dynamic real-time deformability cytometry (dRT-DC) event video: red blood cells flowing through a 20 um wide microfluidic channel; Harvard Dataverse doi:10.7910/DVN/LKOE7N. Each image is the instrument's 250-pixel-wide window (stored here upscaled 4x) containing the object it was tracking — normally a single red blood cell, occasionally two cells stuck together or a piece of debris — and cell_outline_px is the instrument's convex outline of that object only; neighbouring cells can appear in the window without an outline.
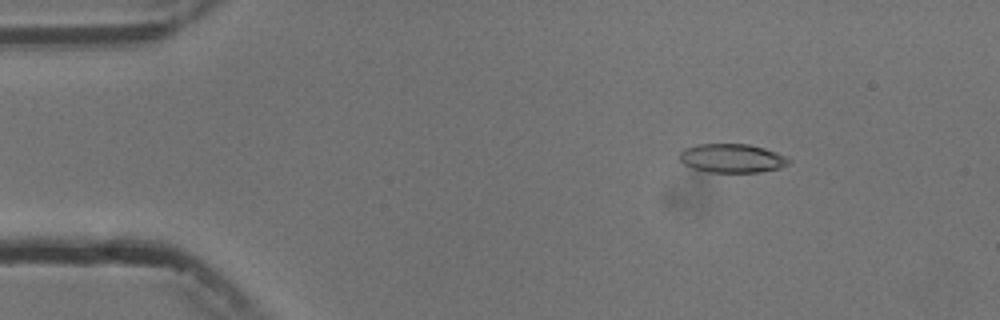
{"species": "common noctule bat (a hibernating species)", "species_latin": "Nyctalus noctula", "temperature_condition": "cold", "stored_images_in_passage": 8, "camera_frame_rate_fps": 3000, "um_per_image_px": 0.085, "animal": {"sex": "male", "body_mass_g": 13.3}, "frame": {"image": 1, "passage_image": 2, "time_ms": 2.0, "image_size_px": [1000, 320], "cell_outline_px": [[792, 160], [788, 164], [780, 168], [760, 172], [708, 172], [692, 168], [684, 164], [680, 160], [680, 152], [684, 148], [696, 144], [748, 144], [764, 148], [776, 152]], "centroid_in_image_um": [62.21, 13.45], "position_along_channel_um": 22.8, "area_um2": 18.38}}
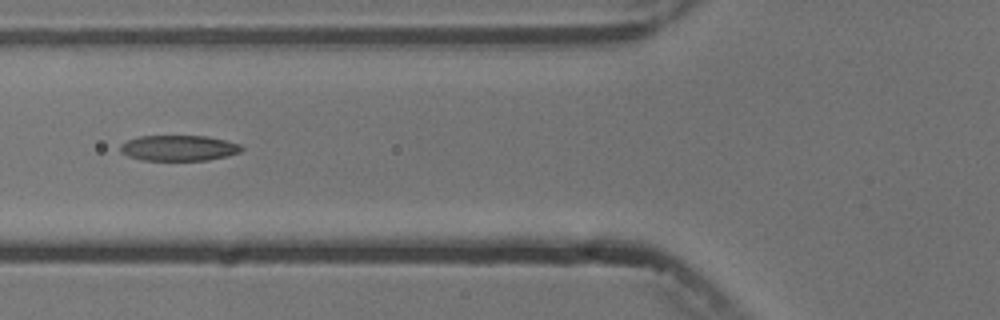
{"frame": {"image": 2, "passage_image": 6, "time_ms": 6.333, "image_size_px": [1000, 320], "cell_outline_px": [[244, 148], [240, 152], [228, 156], [208, 160], [144, 160], [128, 156], [120, 152], [120, 144], [128, 140], [140, 136], [208, 136], [240, 144]], "centroid_in_image_um": [15.2, 12.58], "position_along_channel_um": 110.6, "area_um2": 18.09}}
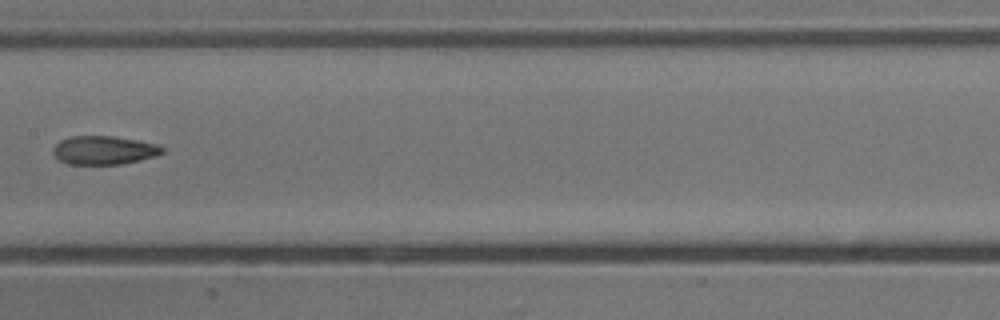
{"frame": {"image": 3, "passage_image": 8, "time_ms": 8.667, "image_size_px": [1000, 320], "cell_outline_px": [[164, 152], [156, 156], [140, 160], [120, 164], [68, 164], [60, 160], [52, 152], [52, 148], [60, 140], [72, 136], [112, 136], [136, 140], [156, 144], [164, 148]], "centroid_in_image_um": [8.83, 12.77], "position_along_channel_um": 198.6, "area_um2": 18.09}}